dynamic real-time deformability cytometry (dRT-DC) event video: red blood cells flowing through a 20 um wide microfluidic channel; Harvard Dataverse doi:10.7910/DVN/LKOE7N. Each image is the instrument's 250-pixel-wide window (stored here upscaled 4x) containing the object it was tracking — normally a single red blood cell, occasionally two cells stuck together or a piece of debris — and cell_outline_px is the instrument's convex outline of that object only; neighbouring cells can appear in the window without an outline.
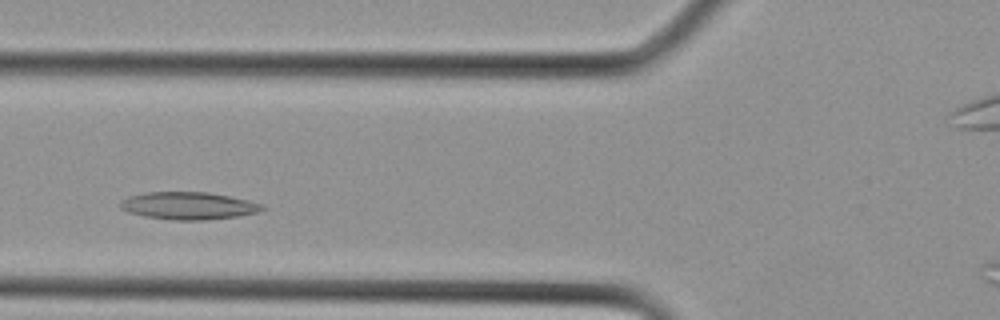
{"species": "Egyptian fruit bat (a non-hibernating species)", "species_latin": "Rousettus aegyptiacus", "temperature_condition": "cold", "stored_images_in_passage": 22, "camera_frame_rate_fps": 3000, "um_per_image_px": 0.085, "animal": {"sex": "female"}, "frame": {"image": 1, "passage_image": 5, "time_ms": 1.333, "image_size_px": [1000, 320], "cell_outline_px": [[264, 208], [256, 212], [236, 216], [204, 220], [172, 220], [144, 216], [128, 212], [120, 208], [120, 200], [128, 196], [148, 192], [208, 192], [248, 200], [264, 204]], "centroid_in_image_um": [15.98, 17.48], "position_along_channel_um": 109.8, "area_um2": 22.6}}
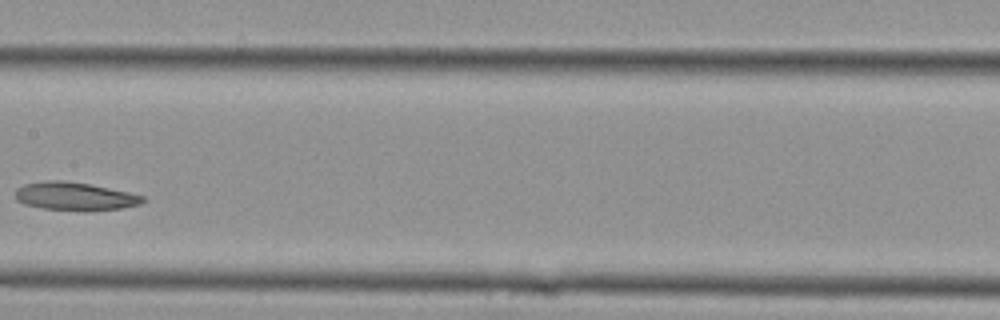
{"frame": {"image": 2, "passage_image": 9, "time_ms": 2.667, "image_size_px": [1000, 320], "cell_outline_px": [[144, 200], [140, 204], [120, 208], [84, 212], [40, 208], [24, 204], [16, 200], [16, 188], [24, 184], [48, 180], [60, 180], [88, 184], [128, 192], [144, 196]], "centroid_in_image_um": [6.32, 16.7], "position_along_channel_um": 201.1, "area_um2": 20.98}}
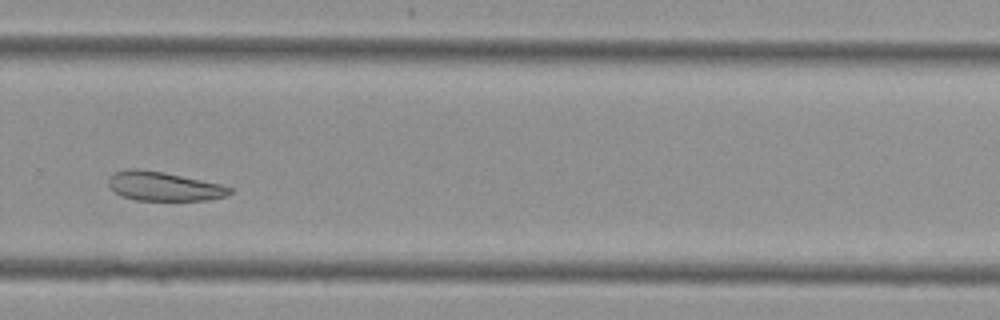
{"frame": {"image": 3, "passage_image": 14, "time_ms": 4.333, "image_size_px": [1000, 320], "cell_outline_px": [[232, 192], [228, 196], [208, 200], [136, 200], [124, 196], [116, 192], [108, 184], [108, 176], [116, 172], [132, 168], [136, 168], [164, 172], [220, 184], [232, 188]], "centroid_in_image_um": [13.94, 15.83], "position_along_channel_um": 315.9, "area_um2": 20.4}}